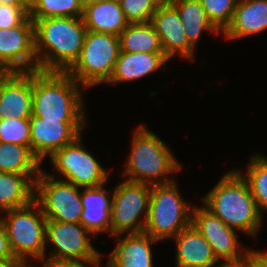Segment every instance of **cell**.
<instances>
[{"instance_id": "obj_8", "label": "cell", "mask_w": 267, "mask_h": 267, "mask_svg": "<svg viewBox=\"0 0 267 267\" xmlns=\"http://www.w3.org/2000/svg\"><path fill=\"white\" fill-rule=\"evenodd\" d=\"M113 190L110 236L143 233L149 213L151 185L123 180Z\"/></svg>"}, {"instance_id": "obj_41", "label": "cell", "mask_w": 267, "mask_h": 267, "mask_svg": "<svg viewBox=\"0 0 267 267\" xmlns=\"http://www.w3.org/2000/svg\"><path fill=\"white\" fill-rule=\"evenodd\" d=\"M0 267H9V264H0Z\"/></svg>"}, {"instance_id": "obj_1", "label": "cell", "mask_w": 267, "mask_h": 267, "mask_svg": "<svg viewBox=\"0 0 267 267\" xmlns=\"http://www.w3.org/2000/svg\"><path fill=\"white\" fill-rule=\"evenodd\" d=\"M34 22L37 70L66 72L79 58L87 29L82 17H51Z\"/></svg>"}, {"instance_id": "obj_27", "label": "cell", "mask_w": 267, "mask_h": 267, "mask_svg": "<svg viewBox=\"0 0 267 267\" xmlns=\"http://www.w3.org/2000/svg\"><path fill=\"white\" fill-rule=\"evenodd\" d=\"M81 0H30L29 17L39 20L51 17H82Z\"/></svg>"}, {"instance_id": "obj_15", "label": "cell", "mask_w": 267, "mask_h": 267, "mask_svg": "<svg viewBox=\"0 0 267 267\" xmlns=\"http://www.w3.org/2000/svg\"><path fill=\"white\" fill-rule=\"evenodd\" d=\"M160 38L164 55L170 60L175 55L194 61V47L188 42L177 9L164 0L151 18Z\"/></svg>"}, {"instance_id": "obj_17", "label": "cell", "mask_w": 267, "mask_h": 267, "mask_svg": "<svg viewBox=\"0 0 267 267\" xmlns=\"http://www.w3.org/2000/svg\"><path fill=\"white\" fill-rule=\"evenodd\" d=\"M122 235H116L119 243L109 254L106 267H152L151 246L159 241L144 232Z\"/></svg>"}, {"instance_id": "obj_33", "label": "cell", "mask_w": 267, "mask_h": 267, "mask_svg": "<svg viewBox=\"0 0 267 267\" xmlns=\"http://www.w3.org/2000/svg\"><path fill=\"white\" fill-rule=\"evenodd\" d=\"M15 261L17 259L11 251L4 225L0 219V264H9Z\"/></svg>"}, {"instance_id": "obj_30", "label": "cell", "mask_w": 267, "mask_h": 267, "mask_svg": "<svg viewBox=\"0 0 267 267\" xmlns=\"http://www.w3.org/2000/svg\"><path fill=\"white\" fill-rule=\"evenodd\" d=\"M0 142L19 144L30 149V119H0Z\"/></svg>"}, {"instance_id": "obj_29", "label": "cell", "mask_w": 267, "mask_h": 267, "mask_svg": "<svg viewBox=\"0 0 267 267\" xmlns=\"http://www.w3.org/2000/svg\"><path fill=\"white\" fill-rule=\"evenodd\" d=\"M207 17L222 33L231 23L238 0H199Z\"/></svg>"}, {"instance_id": "obj_21", "label": "cell", "mask_w": 267, "mask_h": 267, "mask_svg": "<svg viewBox=\"0 0 267 267\" xmlns=\"http://www.w3.org/2000/svg\"><path fill=\"white\" fill-rule=\"evenodd\" d=\"M109 192H111V196L107 195ZM109 192L104 188V185L83 188V192L81 191L83 210L80 223L93 235L106 231L110 236V214L113 196L112 191Z\"/></svg>"}, {"instance_id": "obj_32", "label": "cell", "mask_w": 267, "mask_h": 267, "mask_svg": "<svg viewBox=\"0 0 267 267\" xmlns=\"http://www.w3.org/2000/svg\"><path fill=\"white\" fill-rule=\"evenodd\" d=\"M30 8H19L0 4V29L19 26L28 16Z\"/></svg>"}, {"instance_id": "obj_10", "label": "cell", "mask_w": 267, "mask_h": 267, "mask_svg": "<svg viewBox=\"0 0 267 267\" xmlns=\"http://www.w3.org/2000/svg\"><path fill=\"white\" fill-rule=\"evenodd\" d=\"M93 234L81 223H67L47 220L46 245L54 246V251L45 258L49 266L59 263L91 262L102 258L101 253L91 244Z\"/></svg>"}, {"instance_id": "obj_22", "label": "cell", "mask_w": 267, "mask_h": 267, "mask_svg": "<svg viewBox=\"0 0 267 267\" xmlns=\"http://www.w3.org/2000/svg\"><path fill=\"white\" fill-rule=\"evenodd\" d=\"M82 18L87 31L116 36H119L129 25L119 0L85 5Z\"/></svg>"}, {"instance_id": "obj_20", "label": "cell", "mask_w": 267, "mask_h": 267, "mask_svg": "<svg viewBox=\"0 0 267 267\" xmlns=\"http://www.w3.org/2000/svg\"><path fill=\"white\" fill-rule=\"evenodd\" d=\"M166 62H169V59L164 53L120 51L113 74L107 84L132 82L160 69L165 71Z\"/></svg>"}, {"instance_id": "obj_35", "label": "cell", "mask_w": 267, "mask_h": 267, "mask_svg": "<svg viewBox=\"0 0 267 267\" xmlns=\"http://www.w3.org/2000/svg\"><path fill=\"white\" fill-rule=\"evenodd\" d=\"M101 258L97 261L91 262H73V263H59L50 267H101ZM89 265V266H88Z\"/></svg>"}, {"instance_id": "obj_9", "label": "cell", "mask_w": 267, "mask_h": 267, "mask_svg": "<svg viewBox=\"0 0 267 267\" xmlns=\"http://www.w3.org/2000/svg\"><path fill=\"white\" fill-rule=\"evenodd\" d=\"M56 176V177H55ZM42 169L35 180L34 200L47 220L80 223L82 216L81 189Z\"/></svg>"}, {"instance_id": "obj_4", "label": "cell", "mask_w": 267, "mask_h": 267, "mask_svg": "<svg viewBox=\"0 0 267 267\" xmlns=\"http://www.w3.org/2000/svg\"><path fill=\"white\" fill-rule=\"evenodd\" d=\"M131 142L123 170L125 180L149 185L175 180L171 174L180 171L182 164L158 135L141 124L134 131Z\"/></svg>"}, {"instance_id": "obj_3", "label": "cell", "mask_w": 267, "mask_h": 267, "mask_svg": "<svg viewBox=\"0 0 267 267\" xmlns=\"http://www.w3.org/2000/svg\"><path fill=\"white\" fill-rule=\"evenodd\" d=\"M82 87L67 72L32 71V116L87 121L82 94L85 88Z\"/></svg>"}, {"instance_id": "obj_39", "label": "cell", "mask_w": 267, "mask_h": 267, "mask_svg": "<svg viewBox=\"0 0 267 267\" xmlns=\"http://www.w3.org/2000/svg\"><path fill=\"white\" fill-rule=\"evenodd\" d=\"M81 1L84 7L85 5H88V4H93V3L103 2V1H108V0H81Z\"/></svg>"}, {"instance_id": "obj_7", "label": "cell", "mask_w": 267, "mask_h": 267, "mask_svg": "<svg viewBox=\"0 0 267 267\" xmlns=\"http://www.w3.org/2000/svg\"><path fill=\"white\" fill-rule=\"evenodd\" d=\"M119 54L118 36L87 31L79 58L66 72L85 90L106 84L113 74Z\"/></svg>"}, {"instance_id": "obj_26", "label": "cell", "mask_w": 267, "mask_h": 267, "mask_svg": "<svg viewBox=\"0 0 267 267\" xmlns=\"http://www.w3.org/2000/svg\"><path fill=\"white\" fill-rule=\"evenodd\" d=\"M41 162L27 146L0 142V172L39 175Z\"/></svg>"}, {"instance_id": "obj_14", "label": "cell", "mask_w": 267, "mask_h": 267, "mask_svg": "<svg viewBox=\"0 0 267 267\" xmlns=\"http://www.w3.org/2000/svg\"><path fill=\"white\" fill-rule=\"evenodd\" d=\"M87 121L46 120L30 118V150L41 162L65 145L72 143L87 125Z\"/></svg>"}, {"instance_id": "obj_38", "label": "cell", "mask_w": 267, "mask_h": 267, "mask_svg": "<svg viewBox=\"0 0 267 267\" xmlns=\"http://www.w3.org/2000/svg\"><path fill=\"white\" fill-rule=\"evenodd\" d=\"M216 267H246L244 262L241 263H221Z\"/></svg>"}, {"instance_id": "obj_36", "label": "cell", "mask_w": 267, "mask_h": 267, "mask_svg": "<svg viewBox=\"0 0 267 267\" xmlns=\"http://www.w3.org/2000/svg\"><path fill=\"white\" fill-rule=\"evenodd\" d=\"M1 5L30 8V0H0Z\"/></svg>"}, {"instance_id": "obj_19", "label": "cell", "mask_w": 267, "mask_h": 267, "mask_svg": "<svg viewBox=\"0 0 267 267\" xmlns=\"http://www.w3.org/2000/svg\"><path fill=\"white\" fill-rule=\"evenodd\" d=\"M267 29V0H238L231 23L221 33L226 40L261 34Z\"/></svg>"}, {"instance_id": "obj_16", "label": "cell", "mask_w": 267, "mask_h": 267, "mask_svg": "<svg viewBox=\"0 0 267 267\" xmlns=\"http://www.w3.org/2000/svg\"><path fill=\"white\" fill-rule=\"evenodd\" d=\"M32 104V71L7 72L0 79V119H30Z\"/></svg>"}, {"instance_id": "obj_13", "label": "cell", "mask_w": 267, "mask_h": 267, "mask_svg": "<svg viewBox=\"0 0 267 267\" xmlns=\"http://www.w3.org/2000/svg\"><path fill=\"white\" fill-rule=\"evenodd\" d=\"M0 66L7 72L37 70L34 22L29 16L19 26L0 29Z\"/></svg>"}, {"instance_id": "obj_2", "label": "cell", "mask_w": 267, "mask_h": 267, "mask_svg": "<svg viewBox=\"0 0 267 267\" xmlns=\"http://www.w3.org/2000/svg\"><path fill=\"white\" fill-rule=\"evenodd\" d=\"M202 199V205L228 227L256 237L262 213L246 179L238 170H228Z\"/></svg>"}, {"instance_id": "obj_6", "label": "cell", "mask_w": 267, "mask_h": 267, "mask_svg": "<svg viewBox=\"0 0 267 267\" xmlns=\"http://www.w3.org/2000/svg\"><path fill=\"white\" fill-rule=\"evenodd\" d=\"M3 213L5 216L0 219L14 257L17 260L33 258L44 261L47 219L38 203L33 200L26 206L6 210Z\"/></svg>"}, {"instance_id": "obj_28", "label": "cell", "mask_w": 267, "mask_h": 267, "mask_svg": "<svg viewBox=\"0 0 267 267\" xmlns=\"http://www.w3.org/2000/svg\"><path fill=\"white\" fill-rule=\"evenodd\" d=\"M249 161L245 174L239 172L248 182L252 196L262 213L267 210V156L255 154Z\"/></svg>"}, {"instance_id": "obj_34", "label": "cell", "mask_w": 267, "mask_h": 267, "mask_svg": "<svg viewBox=\"0 0 267 267\" xmlns=\"http://www.w3.org/2000/svg\"><path fill=\"white\" fill-rule=\"evenodd\" d=\"M246 267H267V251L248 249Z\"/></svg>"}, {"instance_id": "obj_25", "label": "cell", "mask_w": 267, "mask_h": 267, "mask_svg": "<svg viewBox=\"0 0 267 267\" xmlns=\"http://www.w3.org/2000/svg\"><path fill=\"white\" fill-rule=\"evenodd\" d=\"M118 37L122 52L164 53L160 38L150 21L129 23Z\"/></svg>"}, {"instance_id": "obj_5", "label": "cell", "mask_w": 267, "mask_h": 267, "mask_svg": "<svg viewBox=\"0 0 267 267\" xmlns=\"http://www.w3.org/2000/svg\"><path fill=\"white\" fill-rule=\"evenodd\" d=\"M181 196L174 180L151 185L149 213L144 233L163 241L191 225L193 207Z\"/></svg>"}, {"instance_id": "obj_18", "label": "cell", "mask_w": 267, "mask_h": 267, "mask_svg": "<svg viewBox=\"0 0 267 267\" xmlns=\"http://www.w3.org/2000/svg\"><path fill=\"white\" fill-rule=\"evenodd\" d=\"M172 239L176 241L177 267H216L221 264L209 242L192 224Z\"/></svg>"}, {"instance_id": "obj_31", "label": "cell", "mask_w": 267, "mask_h": 267, "mask_svg": "<svg viewBox=\"0 0 267 267\" xmlns=\"http://www.w3.org/2000/svg\"><path fill=\"white\" fill-rule=\"evenodd\" d=\"M164 0H119L126 20L129 23H145L151 21L158 6Z\"/></svg>"}, {"instance_id": "obj_23", "label": "cell", "mask_w": 267, "mask_h": 267, "mask_svg": "<svg viewBox=\"0 0 267 267\" xmlns=\"http://www.w3.org/2000/svg\"><path fill=\"white\" fill-rule=\"evenodd\" d=\"M37 177L38 175L0 172V215L6 210L26 206L34 200Z\"/></svg>"}, {"instance_id": "obj_24", "label": "cell", "mask_w": 267, "mask_h": 267, "mask_svg": "<svg viewBox=\"0 0 267 267\" xmlns=\"http://www.w3.org/2000/svg\"><path fill=\"white\" fill-rule=\"evenodd\" d=\"M178 11L188 42L196 49L199 38L205 31L221 32L207 17L199 0H168Z\"/></svg>"}, {"instance_id": "obj_12", "label": "cell", "mask_w": 267, "mask_h": 267, "mask_svg": "<svg viewBox=\"0 0 267 267\" xmlns=\"http://www.w3.org/2000/svg\"><path fill=\"white\" fill-rule=\"evenodd\" d=\"M191 224L209 242L221 263L245 262L248 250L241 248L237 230L228 227L203 205H193Z\"/></svg>"}, {"instance_id": "obj_40", "label": "cell", "mask_w": 267, "mask_h": 267, "mask_svg": "<svg viewBox=\"0 0 267 267\" xmlns=\"http://www.w3.org/2000/svg\"><path fill=\"white\" fill-rule=\"evenodd\" d=\"M7 73L6 70H4L1 66H0V79Z\"/></svg>"}, {"instance_id": "obj_37", "label": "cell", "mask_w": 267, "mask_h": 267, "mask_svg": "<svg viewBox=\"0 0 267 267\" xmlns=\"http://www.w3.org/2000/svg\"><path fill=\"white\" fill-rule=\"evenodd\" d=\"M42 267H50L46 262L40 261ZM9 267H35L33 264H29L28 260H17L15 262L9 263Z\"/></svg>"}, {"instance_id": "obj_11", "label": "cell", "mask_w": 267, "mask_h": 267, "mask_svg": "<svg viewBox=\"0 0 267 267\" xmlns=\"http://www.w3.org/2000/svg\"><path fill=\"white\" fill-rule=\"evenodd\" d=\"M78 136L72 143L54 152L49 158L52 166L64 181L79 188H93L105 185L109 172L92 156ZM65 178V179H64Z\"/></svg>"}]
</instances>
